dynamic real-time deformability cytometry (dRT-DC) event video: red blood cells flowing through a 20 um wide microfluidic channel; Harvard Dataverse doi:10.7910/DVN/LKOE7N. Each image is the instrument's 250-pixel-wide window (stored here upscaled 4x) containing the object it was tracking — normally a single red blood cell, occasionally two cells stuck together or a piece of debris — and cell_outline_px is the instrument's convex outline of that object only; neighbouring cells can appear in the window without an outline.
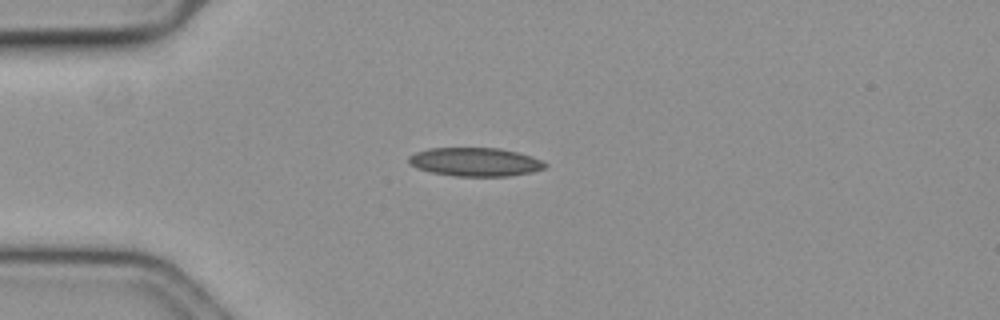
{"species": "common noctule bat (a hibernating species)", "species_latin": "Nyctalus noctula", "temperature_condition": "cold", "stored_images_in_passage": 10, "camera_frame_rate_fps": 3000, "um_per_image_px": 0.085, "animal": {"sex": "female", "body_mass_g": 19.3, "forearm_length_mm": 54.1}, "frame": {"image": 1, "passage_image": 6, "time_ms": 1.667, "image_size_px": [1000, 320], "cell_outline_px": [[548, 164], [544, 168], [532, 172], [508, 176], [452, 176], [432, 172], [416, 168], [408, 164], [408, 156], [416, 152], [428, 148], [500, 148], [532, 156]], "centroid_in_image_um": [40.36, 13.76], "position_along_channel_um": 44.6, "area_um2": 22.77}}